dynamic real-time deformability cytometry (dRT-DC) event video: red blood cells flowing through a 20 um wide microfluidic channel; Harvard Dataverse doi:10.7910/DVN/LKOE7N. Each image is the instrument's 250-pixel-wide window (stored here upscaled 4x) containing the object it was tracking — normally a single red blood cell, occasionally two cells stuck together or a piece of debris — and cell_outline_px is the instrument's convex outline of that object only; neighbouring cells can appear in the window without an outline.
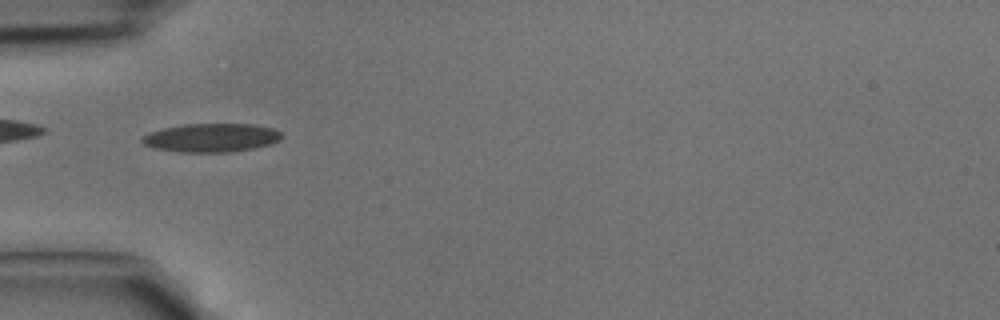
{"species": "common noctule bat (a hibernating species)", "species_latin": "Nyctalus noctula", "temperature_condition": "cold", "stored_images_in_passage": 22, "camera_frame_rate_fps": 3000, "um_per_image_px": 0.085, "animal": {"sex": "male", "body_mass_g": 15.6}, "frame": {"image": 1, "passage_image": 4, "time_ms": 1.0, "image_size_px": [1000, 320], "cell_outline_px": [[284, 136], [280, 140], [268, 144], [252, 148], [228, 152], [180, 152], [156, 148], [144, 144], [140, 140], [148, 132], [164, 128], [184, 124], [252, 124], [272, 128], [280, 132]], "centroid_in_image_um": [17.96, 11.7], "position_along_channel_um": 67.0, "area_um2": 23.06}}